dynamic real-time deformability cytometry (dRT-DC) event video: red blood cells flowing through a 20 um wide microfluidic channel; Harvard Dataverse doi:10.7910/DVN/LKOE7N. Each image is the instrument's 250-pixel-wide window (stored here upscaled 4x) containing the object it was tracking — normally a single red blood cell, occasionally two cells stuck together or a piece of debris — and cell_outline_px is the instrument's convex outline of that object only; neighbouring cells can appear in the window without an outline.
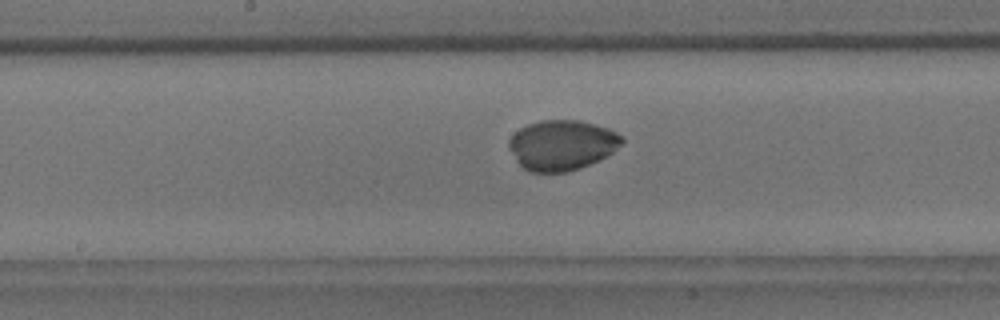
{"species": "common noctule bat (a hibernating species)", "species_latin": "Nyctalus noctula", "temperature_condition": "room temperature", "stored_images_in_passage": 40, "camera_frame_rate_fps": 3000, "um_per_image_px": 0.085, "animal": {"sex": "male", "body_mass_g": 18.8}, "frame": {"image": 1, "passage_image": 18, "time_ms": 5.667, "image_size_px": [1000, 320], "cell_outline_px": [[624, 140], [608, 156], [580, 168], [568, 172], [532, 172], [524, 168], [516, 160], [508, 148], [508, 140], [520, 128], [528, 124], [540, 120], [580, 120], [608, 128], [624, 136]], "centroid_in_image_um": [47.76, 12.33], "position_along_channel_um": 200.4, "area_um2": 33.06}}
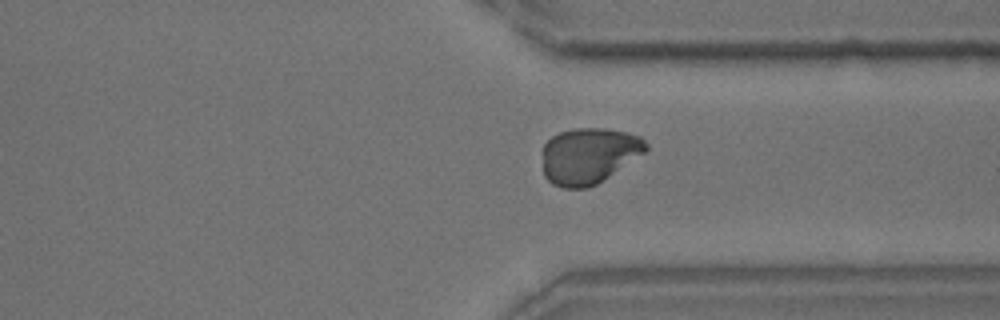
{"frame": {"image": 2, "passage_image": 31, "time_ms": 10.0, "image_size_px": [1000, 320], "cell_outline_px": [[648, 148], [644, 152], [596, 184], [588, 188], [564, 188], [552, 184], [544, 176], [540, 152], [544, 144], [552, 136], [560, 132], [576, 128], [604, 128], [628, 132], [640, 136], [648, 144]], "centroid_in_image_um": [49.99, 13.22], "position_along_channel_um": 361.4, "area_um2": 33.93}}
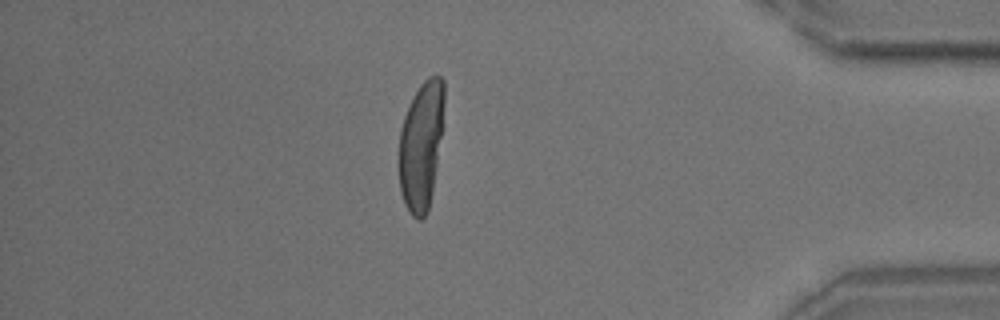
{"frame": {"image": 3, "passage_image": 37, "time_ms": 12.0, "image_size_px": [1000, 320], "cell_outline_px": [[444, 104], [440, 136], [432, 192], [428, 212], [420, 220], [412, 216], [408, 212], [404, 204], [400, 192], [400, 128], [404, 116], [412, 96], [420, 84], [428, 76], [440, 76], [444, 80]], "centroid_in_image_um": [35.78, 12.35], "position_along_channel_um": 399.4, "area_um2": 33.47}}